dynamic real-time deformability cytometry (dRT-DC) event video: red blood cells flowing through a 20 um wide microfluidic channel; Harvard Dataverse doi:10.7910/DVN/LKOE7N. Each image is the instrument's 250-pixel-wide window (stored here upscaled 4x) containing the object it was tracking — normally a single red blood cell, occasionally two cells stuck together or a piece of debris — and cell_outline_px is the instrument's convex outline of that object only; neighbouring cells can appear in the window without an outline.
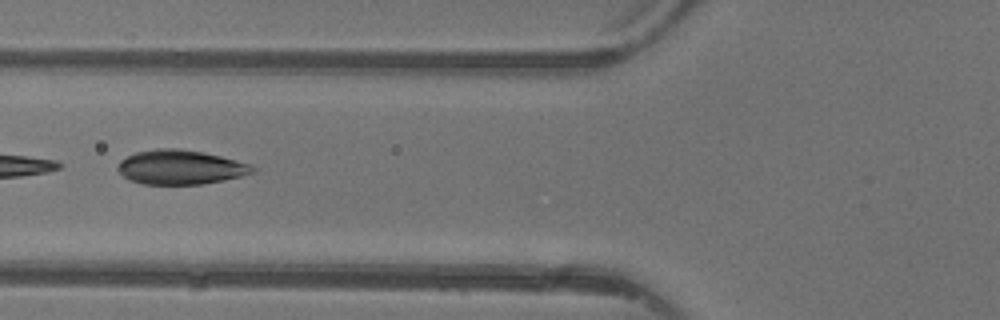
{"species": "common noctule bat (a hibernating species)", "species_latin": "Nyctalus noctula", "temperature_condition": "warm", "stored_images_in_passage": 5, "camera_frame_rate_fps": 3000, "um_per_image_px": 0.085, "animal": {"sex": "female"}, "frame": {"image": 1, "passage_image": 5, "time_ms": 4.667, "image_size_px": [1000, 320], "cell_outline_px": [[256, 172], [224, 180], [200, 184], [144, 184], [128, 180], [116, 168], [120, 160], [136, 152], [156, 148], [180, 148], [204, 152], [252, 164], [256, 168]], "centroid_in_image_um": [15.34, 14.2], "position_along_channel_um": 110.5, "area_um2": 27.11}}